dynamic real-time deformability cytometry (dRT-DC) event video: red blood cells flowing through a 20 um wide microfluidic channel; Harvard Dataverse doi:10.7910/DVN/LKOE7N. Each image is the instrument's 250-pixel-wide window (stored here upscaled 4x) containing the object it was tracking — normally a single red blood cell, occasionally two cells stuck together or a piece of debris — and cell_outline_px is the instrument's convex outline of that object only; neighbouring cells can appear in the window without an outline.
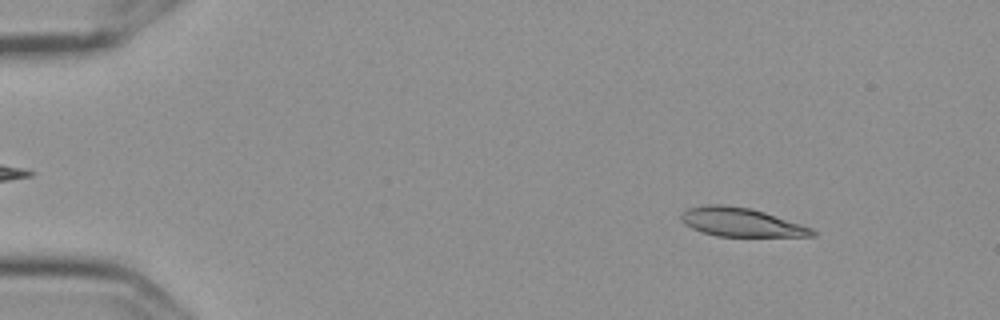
{"species": "Egyptian fruit bat (a non-hibernating species)", "species_latin": "Rousettus aegyptiacus", "temperature_condition": "cold", "stored_images_in_passage": 56, "camera_frame_rate_fps": 3000, "um_per_image_px": 0.085, "frame": {"image": 1, "passage_image": 7, "time_ms": 2.0, "image_size_px": [1000, 320], "cell_outline_px": [[816, 236], [716, 236], [692, 228], [684, 224], [680, 220], [680, 216], [688, 208], [704, 204], [724, 204], [752, 208], [812, 228], [816, 232]], "centroid_in_image_um": [62.96, 18.88], "position_along_channel_um": 22.0, "area_um2": 21.85}}
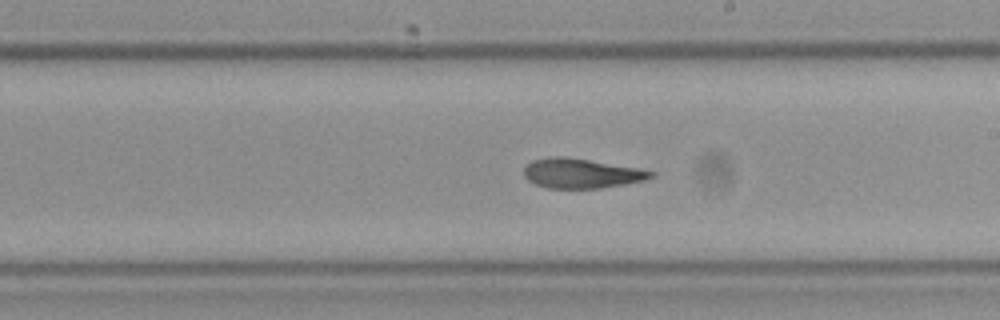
{"frame": {"image": 2, "passage_image": 33, "time_ms": 10.667, "image_size_px": [1000, 320], "cell_outline_px": [[656, 172], [652, 176], [644, 180], [624, 184], [600, 188], [548, 188], [536, 184], [528, 180], [524, 176], [524, 168], [532, 160], [552, 156], [564, 156], [636, 168]], "centroid_in_image_um": [49.37, 14.73], "position_along_channel_um": 239.6, "area_um2": 21.62}}
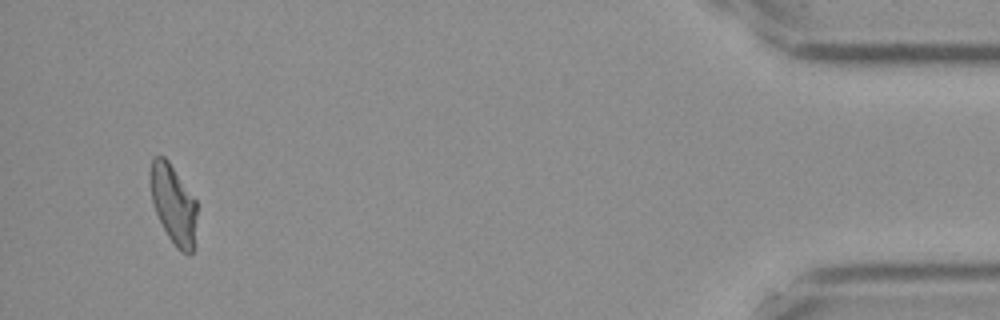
{"frame": {"image": 3, "passage_image": 54, "time_ms": 17.667, "image_size_px": [1000, 320], "cell_outline_px": [[196, 216], [192, 252], [188, 256], [180, 252], [176, 248], [168, 236], [156, 212], [152, 200], [152, 160], [156, 156], [164, 156], [168, 160], [196, 200]], "centroid_in_image_um": [14.77, 17.4], "position_along_channel_um": 420.4, "area_um2": 20.81}, "authors_computed_cell_mechanics": {"area_um2": 22.542, "velocity_mm_per_s": 3.5886, "shape_relaxation_time_tau1_ms": null, "shape_relaxation_time_tau2_ms": 3.0313, "deformation_change_tau1": null, "deformation_change_tau2": 0.1003}}